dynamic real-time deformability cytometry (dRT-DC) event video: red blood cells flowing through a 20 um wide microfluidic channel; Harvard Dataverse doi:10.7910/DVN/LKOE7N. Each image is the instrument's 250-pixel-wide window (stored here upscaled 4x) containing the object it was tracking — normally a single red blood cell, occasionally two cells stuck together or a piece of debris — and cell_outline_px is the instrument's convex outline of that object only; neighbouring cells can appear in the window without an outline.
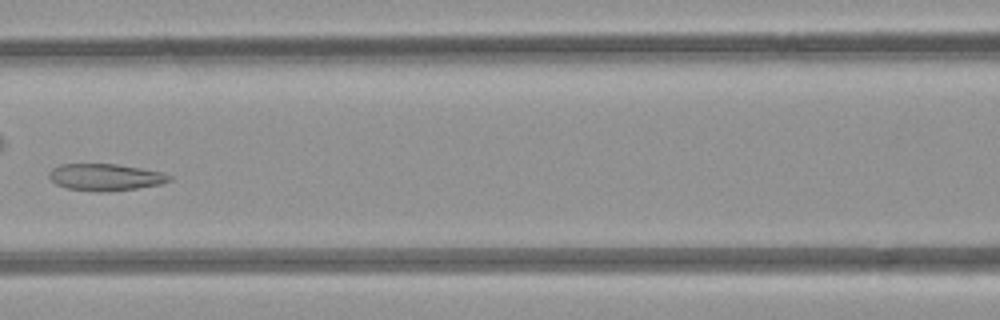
{"species": "common noctule bat (a hibernating species)", "species_latin": "Nyctalus noctula", "temperature_condition": "room temperature", "stored_images_in_passage": 7, "camera_frame_rate_fps": 3000, "um_per_image_px": 0.085, "animal": {"sex": "female", "body_mass_g": 21.9}, "frame": {"image": 1, "passage_image": 6, "time_ms": 5.667, "image_size_px": [1000, 320], "cell_outline_px": [[172, 180], [160, 184], [136, 188], [108, 192], [96, 192], [68, 188], [56, 184], [48, 176], [48, 172], [52, 168], [60, 164], [116, 164], [140, 168], [160, 172], [172, 176]], "centroid_in_image_um": [8.93, 15.06], "position_along_channel_um": 157.7, "area_um2": 18.79}}